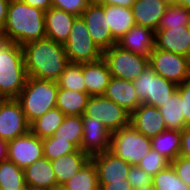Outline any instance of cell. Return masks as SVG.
I'll return each instance as SVG.
<instances>
[{"label": "cell", "mask_w": 190, "mask_h": 190, "mask_svg": "<svg viewBox=\"0 0 190 190\" xmlns=\"http://www.w3.org/2000/svg\"><path fill=\"white\" fill-rule=\"evenodd\" d=\"M27 75L57 81L69 64L65 47L47 37L22 46Z\"/></svg>", "instance_id": "obj_1"}, {"label": "cell", "mask_w": 190, "mask_h": 190, "mask_svg": "<svg viewBox=\"0 0 190 190\" xmlns=\"http://www.w3.org/2000/svg\"><path fill=\"white\" fill-rule=\"evenodd\" d=\"M0 33L20 46L45 38V12L21 0H10L7 20Z\"/></svg>", "instance_id": "obj_2"}, {"label": "cell", "mask_w": 190, "mask_h": 190, "mask_svg": "<svg viewBox=\"0 0 190 190\" xmlns=\"http://www.w3.org/2000/svg\"><path fill=\"white\" fill-rule=\"evenodd\" d=\"M27 78L22 46L0 33V99H17Z\"/></svg>", "instance_id": "obj_3"}, {"label": "cell", "mask_w": 190, "mask_h": 190, "mask_svg": "<svg viewBox=\"0 0 190 190\" xmlns=\"http://www.w3.org/2000/svg\"><path fill=\"white\" fill-rule=\"evenodd\" d=\"M58 89L56 81L28 76L17 100L20 102L29 124L43 116L47 111L56 108Z\"/></svg>", "instance_id": "obj_4"}, {"label": "cell", "mask_w": 190, "mask_h": 190, "mask_svg": "<svg viewBox=\"0 0 190 190\" xmlns=\"http://www.w3.org/2000/svg\"><path fill=\"white\" fill-rule=\"evenodd\" d=\"M150 150L151 138L138 132L131 124L111 133L110 151L130 165H138Z\"/></svg>", "instance_id": "obj_5"}, {"label": "cell", "mask_w": 190, "mask_h": 190, "mask_svg": "<svg viewBox=\"0 0 190 190\" xmlns=\"http://www.w3.org/2000/svg\"><path fill=\"white\" fill-rule=\"evenodd\" d=\"M137 97L141 103L157 108L164 105L177 92L175 83L157 75L152 67L148 65L142 74L134 81Z\"/></svg>", "instance_id": "obj_6"}, {"label": "cell", "mask_w": 190, "mask_h": 190, "mask_svg": "<svg viewBox=\"0 0 190 190\" xmlns=\"http://www.w3.org/2000/svg\"><path fill=\"white\" fill-rule=\"evenodd\" d=\"M64 47L69 63L94 62L101 59L103 55V52L89 35L87 26L81 16L74 19Z\"/></svg>", "instance_id": "obj_7"}, {"label": "cell", "mask_w": 190, "mask_h": 190, "mask_svg": "<svg viewBox=\"0 0 190 190\" xmlns=\"http://www.w3.org/2000/svg\"><path fill=\"white\" fill-rule=\"evenodd\" d=\"M102 58L107 63L111 77L134 81L149 65V57L138 55L113 45L103 51Z\"/></svg>", "instance_id": "obj_8"}, {"label": "cell", "mask_w": 190, "mask_h": 190, "mask_svg": "<svg viewBox=\"0 0 190 190\" xmlns=\"http://www.w3.org/2000/svg\"><path fill=\"white\" fill-rule=\"evenodd\" d=\"M149 65L153 71L180 85L190 79V58L158 48H154L149 56Z\"/></svg>", "instance_id": "obj_9"}, {"label": "cell", "mask_w": 190, "mask_h": 190, "mask_svg": "<svg viewBox=\"0 0 190 190\" xmlns=\"http://www.w3.org/2000/svg\"><path fill=\"white\" fill-rule=\"evenodd\" d=\"M82 117L101 121L111 133L130 124V113L103 95L90 96Z\"/></svg>", "instance_id": "obj_10"}, {"label": "cell", "mask_w": 190, "mask_h": 190, "mask_svg": "<svg viewBox=\"0 0 190 190\" xmlns=\"http://www.w3.org/2000/svg\"><path fill=\"white\" fill-rule=\"evenodd\" d=\"M30 130L17 99H0V139L10 141Z\"/></svg>", "instance_id": "obj_11"}, {"label": "cell", "mask_w": 190, "mask_h": 190, "mask_svg": "<svg viewBox=\"0 0 190 190\" xmlns=\"http://www.w3.org/2000/svg\"><path fill=\"white\" fill-rule=\"evenodd\" d=\"M83 18L93 42L103 52L117 44L108 26L104 5L92 1L83 11Z\"/></svg>", "instance_id": "obj_12"}, {"label": "cell", "mask_w": 190, "mask_h": 190, "mask_svg": "<svg viewBox=\"0 0 190 190\" xmlns=\"http://www.w3.org/2000/svg\"><path fill=\"white\" fill-rule=\"evenodd\" d=\"M42 157L43 141L30 130L26 134L8 141L7 159L21 169H25Z\"/></svg>", "instance_id": "obj_13"}, {"label": "cell", "mask_w": 190, "mask_h": 190, "mask_svg": "<svg viewBox=\"0 0 190 190\" xmlns=\"http://www.w3.org/2000/svg\"><path fill=\"white\" fill-rule=\"evenodd\" d=\"M83 138L81 150L90 157L110 150L111 132L101 121L92 120L91 117H82Z\"/></svg>", "instance_id": "obj_14"}, {"label": "cell", "mask_w": 190, "mask_h": 190, "mask_svg": "<svg viewBox=\"0 0 190 190\" xmlns=\"http://www.w3.org/2000/svg\"><path fill=\"white\" fill-rule=\"evenodd\" d=\"M97 170L98 183H110L126 180L130 165L110 150L91 157Z\"/></svg>", "instance_id": "obj_15"}, {"label": "cell", "mask_w": 190, "mask_h": 190, "mask_svg": "<svg viewBox=\"0 0 190 190\" xmlns=\"http://www.w3.org/2000/svg\"><path fill=\"white\" fill-rule=\"evenodd\" d=\"M130 124L140 133L152 138L167 130L159 109L145 103L130 114Z\"/></svg>", "instance_id": "obj_16"}, {"label": "cell", "mask_w": 190, "mask_h": 190, "mask_svg": "<svg viewBox=\"0 0 190 190\" xmlns=\"http://www.w3.org/2000/svg\"><path fill=\"white\" fill-rule=\"evenodd\" d=\"M117 45L124 50L149 57L155 48V31L148 27L134 25L117 41Z\"/></svg>", "instance_id": "obj_17"}, {"label": "cell", "mask_w": 190, "mask_h": 190, "mask_svg": "<svg viewBox=\"0 0 190 190\" xmlns=\"http://www.w3.org/2000/svg\"><path fill=\"white\" fill-rule=\"evenodd\" d=\"M172 0H135L131 9L136 25L156 31Z\"/></svg>", "instance_id": "obj_18"}, {"label": "cell", "mask_w": 190, "mask_h": 190, "mask_svg": "<svg viewBox=\"0 0 190 190\" xmlns=\"http://www.w3.org/2000/svg\"><path fill=\"white\" fill-rule=\"evenodd\" d=\"M155 47L190 58L188 27L157 29L155 31Z\"/></svg>", "instance_id": "obj_19"}, {"label": "cell", "mask_w": 190, "mask_h": 190, "mask_svg": "<svg viewBox=\"0 0 190 190\" xmlns=\"http://www.w3.org/2000/svg\"><path fill=\"white\" fill-rule=\"evenodd\" d=\"M103 96L123 107L130 114L141 105L134 83L117 77L110 78Z\"/></svg>", "instance_id": "obj_20"}, {"label": "cell", "mask_w": 190, "mask_h": 190, "mask_svg": "<svg viewBox=\"0 0 190 190\" xmlns=\"http://www.w3.org/2000/svg\"><path fill=\"white\" fill-rule=\"evenodd\" d=\"M27 188L55 190L58 187L51 161L42 157L24 169Z\"/></svg>", "instance_id": "obj_21"}, {"label": "cell", "mask_w": 190, "mask_h": 190, "mask_svg": "<svg viewBox=\"0 0 190 190\" xmlns=\"http://www.w3.org/2000/svg\"><path fill=\"white\" fill-rule=\"evenodd\" d=\"M76 15L51 7L45 12L46 37L64 45L70 34Z\"/></svg>", "instance_id": "obj_22"}, {"label": "cell", "mask_w": 190, "mask_h": 190, "mask_svg": "<svg viewBox=\"0 0 190 190\" xmlns=\"http://www.w3.org/2000/svg\"><path fill=\"white\" fill-rule=\"evenodd\" d=\"M83 76L85 79V93L90 96H100L106 91L111 73L103 58L83 63Z\"/></svg>", "instance_id": "obj_23"}, {"label": "cell", "mask_w": 190, "mask_h": 190, "mask_svg": "<svg viewBox=\"0 0 190 190\" xmlns=\"http://www.w3.org/2000/svg\"><path fill=\"white\" fill-rule=\"evenodd\" d=\"M90 160L91 157L81 149L52 160L51 165L57 179L58 187H61L78 173Z\"/></svg>", "instance_id": "obj_24"}, {"label": "cell", "mask_w": 190, "mask_h": 190, "mask_svg": "<svg viewBox=\"0 0 190 190\" xmlns=\"http://www.w3.org/2000/svg\"><path fill=\"white\" fill-rule=\"evenodd\" d=\"M108 26L112 37L118 41L127 31L136 25L131 8L104 5Z\"/></svg>", "instance_id": "obj_25"}, {"label": "cell", "mask_w": 190, "mask_h": 190, "mask_svg": "<svg viewBox=\"0 0 190 190\" xmlns=\"http://www.w3.org/2000/svg\"><path fill=\"white\" fill-rule=\"evenodd\" d=\"M90 95L88 93L58 89L56 108L66 116H82Z\"/></svg>", "instance_id": "obj_26"}, {"label": "cell", "mask_w": 190, "mask_h": 190, "mask_svg": "<svg viewBox=\"0 0 190 190\" xmlns=\"http://www.w3.org/2000/svg\"><path fill=\"white\" fill-rule=\"evenodd\" d=\"M151 149L158 151L170 162L180 156L181 131L167 129L151 138Z\"/></svg>", "instance_id": "obj_27"}, {"label": "cell", "mask_w": 190, "mask_h": 190, "mask_svg": "<svg viewBox=\"0 0 190 190\" xmlns=\"http://www.w3.org/2000/svg\"><path fill=\"white\" fill-rule=\"evenodd\" d=\"M65 116L58 108L51 109L30 124V131L40 139L51 137L61 126Z\"/></svg>", "instance_id": "obj_28"}, {"label": "cell", "mask_w": 190, "mask_h": 190, "mask_svg": "<svg viewBox=\"0 0 190 190\" xmlns=\"http://www.w3.org/2000/svg\"><path fill=\"white\" fill-rule=\"evenodd\" d=\"M24 169L8 159L0 162V190H27Z\"/></svg>", "instance_id": "obj_29"}, {"label": "cell", "mask_w": 190, "mask_h": 190, "mask_svg": "<svg viewBox=\"0 0 190 190\" xmlns=\"http://www.w3.org/2000/svg\"><path fill=\"white\" fill-rule=\"evenodd\" d=\"M158 109L165 120L167 129L182 131L187 127L182 113L181 97L178 92Z\"/></svg>", "instance_id": "obj_30"}, {"label": "cell", "mask_w": 190, "mask_h": 190, "mask_svg": "<svg viewBox=\"0 0 190 190\" xmlns=\"http://www.w3.org/2000/svg\"><path fill=\"white\" fill-rule=\"evenodd\" d=\"M61 187L66 190H99L95 164L90 160L78 173Z\"/></svg>", "instance_id": "obj_31"}, {"label": "cell", "mask_w": 190, "mask_h": 190, "mask_svg": "<svg viewBox=\"0 0 190 190\" xmlns=\"http://www.w3.org/2000/svg\"><path fill=\"white\" fill-rule=\"evenodd\" d=\"M53 138L68 140L81 149L83 138L82 116H65L63 123L52 135Z\"/></svg>", "instance_id": "obj_32"}, {"label": "cell", "mask_w": 190, "mask_h": 190, "mask_svg": "<svg viewBox=\"0 0 190 190\" xmlns=\"http://www.w3.org/2000/svg\"><path fill=\"white\" fill-rule=\"evenodd\" d=\"M56 82L59 88L85 93L83 63H69Z\"/></svg>", "instance_id": "obj_33"}, {"label": "cell", "mask_w": 190, "mask_h": 190, "mask_svg": "<svg viewBox=\"0 0 190 190\" xmlns=\"http://www.w3.org/2000/svg\"><path fill=\"white\" fill-rule=\"evenodd\" d=\"M190 23V10L171 1L161 17L158 29L180 28Z\"/></svg>", "instance_id": "obj_34"}, {"label": "cell", "mask_w": 190, "mask_h": 190, "mask_svg": "<svg viewBox=\"0 0 190 190\" xmlns=\"http://www.w3.org/2000/svg\"><path fill=\"white\" fill-rule=\"evenodd\" d=\"M152 181L154 190H190V187L177 176L171 164L152 176Z\"/></svg>", "instance_id": "obj_35"}, {"label": "cell", "mask_w": 190, "mask_h": 190, "mask_svg": "<svg viewBox=\"0 0 190 190\" xmlns=\"http://www.w3.org/2000/svg\"><path fill=\"white\" fill-rule=\"evenodd\" d=\"M43 141V157L52 161L63 155L75 152L78 148L68 140L47 137Z\"/></svg>", "instance_id": "obj_36"}, {"label": "cell", "mask_w": 190, "mask_h": 190, "mask_svg": "<svg viewBox=\"0 0 190 190\" xmlns=\"http://www.w3.org/2000/svg\"><path fill=\"white\" fill-rule=\"evenodd\" d=\"M168 165H170V161L166 157L161 155L158 151L151 149L142 157L137 166L151 176H154Z\"/></svg>", "instance_id": "obj_37"}, {"label": "cell", "mask_w": 190, "mask_h": 190, "mask_svg": "<svg viewBox=\"0 0 190 190\" xmlns=\"http://www.w3.org/2000/svg\"><path fill=\"white\" fill-rule=\"evenodd\" d=\"M93 0H52V7L64 10L76 16H81Z\"/></svg>", "instance_id": "obj_38"}, {"label": "cell", "mask_w": 190, "mask_h": 190, "mask_svg": "<svg viewBox=\"0 0 190 190\" xmlns=\"http://www.w3.org/2000/svg\"><path fill=\"white\" fill-rule=\"evenodd\" d=\"M127 181L130 183L133 190L141 189L145 184H153L152 176L137 165H132L130 167Z\"/></svg>", "instance_id": "obj_39"}, {"label": "cell", "mask_w": 190, "mask_h": 190, "mask_svg": "<svg viewBox=\"0 0 190 190\" xmlns=\"http://www.w3.org/2000/svg\"><path fill=\"white\" fill-rule=\"evenodd\" d=\"M182 101V113L185 124L190 126V79L177 86Z\"/></svg>", "instance_id": "obj_40"}, {"label": "cell", "mask_w": 190, "mask_h": 190, "mask_svg": "<svg viewBox=\"0 0 190 190\" xmlns=\"http://www.w3.org/2000/svg\"><path fill=\"white\" fill-rule=\"evenodd\" d=\"M177 176L190 187V159L178 156L170 162Z\"/></svg>", "instance_id": "obj_41"}, {"label": "cell", "mask_w": 190, "mask_h": 190, "mask_svg": "<svg viewBox=\"0 0 190 190\" xmlns=\"http://www.w3.org/2000/svg\"><path fill=\"white\" fill-rule=\"evenodd\" d=\"M180 156L190 159V126L181 131Z\"/></svg>", "instance_id": "obj_42"}, {"label": "cell", "mask_w": 190, "mask_h": 190, "mask_svg": "<svg viewBox=\"0 0 190 190\" xmlns=\"http://www.w3.org/2000/svg\"><path fill=\"white\" fill-rule=\"evenodd\" d=\"M98 185L99 190H133L127 179L110 183H98Z\"/></svg>", "instance_id": "obj_43"}, {"label": "cell", "mask_w": 190, "mask_h": 190, "mask_svg": "<svg viewBox=\"0 0 190 190\" xmlns=\"http://www.w3.org/2000/svg\"><path fill=\"white\" fill-rule=\"evenodd\" d=\"M100 5H114L131 8L135 0H93Z\"/></svg>", "instance_id": "obj_44"}, {"label": "cell", "mask_w": 190, "mask_h": 190, "mask_svg": "<svg viewBox=\"0 0 190 190\" xmlns=\"http://www.w3.org/2000/svg\"><path fill=\"white\" fill-rule=\"evenodd\" d=\"M21 1L25 4H28L29 6L39 8L44 12H46L49 8L52 7V0H21Z\"/></svg>", "instance_id": "obj_45"}, {"label": "cell", "mask_w": 190, "mask_h": 190, "mask_svg": "<svg viewBox=\"0 0 190 190\" xmlns=\"http://www.w3.org/2000/svg\"><path fill=\"white\" fill-rule=\"evenodd\" d=\"M10 0H0V32L5 26L7 20V12Z\"/></svg>", "instance_id": "obj_46"}, {"label": "cell", "mask_w": 190, "mask_h": 190, "mask_svg": "<svg viewBox=\"0 0 190 190\" xmlns=\"http://www.w3.org/2000/svg\"><path fill=\"white\" fill-rule=\"evenodd\" d=\"M8 157V141L0 139V162L7 160Z\"/></svg>", "instance_id": "obj_47"}, {"label": "cell", "mask_w": 190, "mask_h": 190, "mask_svg": "<svg viewBox=\"0 0 190 190\" xmlns=\"http://www.w3.org/2000/svg\"><path fill=\"white\" fill-rule=\"evenodd\" d=\"M172 1L190 10V0H172Z\"/></svg>", "instance_id": "obj_48"}, {"label": "cell", "mask_w": 190, "mask_h": 190, "mask_svg": "<svg viewBox=\"0 0 190 190\" xmlns=\"http://www.w3.org/2000/svg\"><path fill=\"white\" fill-rule=\"evenodd\" d=\"M137 190H154L153 184H145L144 186L141 187V189Z\"/></svg>", "instance_id": "obj_49"}, {"label": "cell", "mask_w": 190, "mask_h": 190, "mask_svg": "<svg viewBox=\"0 0 190 190\" xmlns=\"http://www.w3.org/2000/svg\"><path fill=\"white\" fill-rule=\"evenodd\" d=\"M187 27H188V35L190 37V23H189V25Z\"/></svg>", "instance_id": "obj_50"}, {"label": "cell", "mask_w": 190, "mask_h": 190, "mask_svg": "<svg viewBox=\"0 0 190 190\" xmlns=\"http://www.w3.org/2000/svg\"><path fill=\"white\" fill-rule=\"evenodd\" d=\"M55 190H66L63 187H57Z\"/></svg>", "instance_id": "obj_51"}, {"label": "cell", "mask_w": 190, "mask_h": 190, "mask_svg": "<svg viewBox=\"0 0 190 190\" xmlns=\"http://www.w3.org/2000/svg\"><path fill=\"white\" fill-rule=\"evenodd\" d=\"M27 190H40V189H31V188H28Z\"/></svg>", "instance_id": "obj_52"}]
</instances>
